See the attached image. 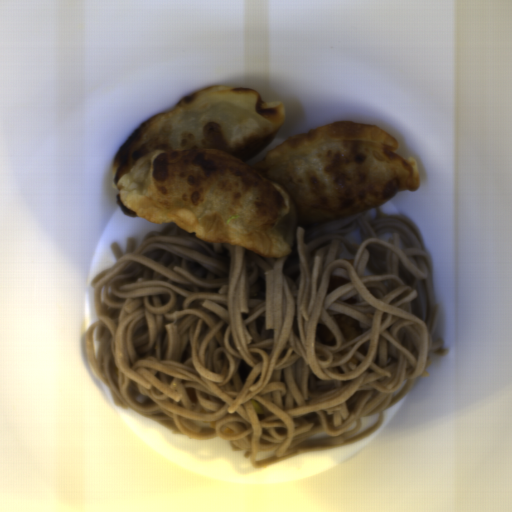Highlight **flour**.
<instances>
[{
    "label": "flour",
    "instance_id": "c2a2500e",
    "mask_svg": "<svg viewBox=\"0 0 512 512\" xmlns=\"http://www.w3.org/2000/svg\"><path fill=\"white\" fill-rule=\"evenodd\" d=\"M284 102L251 87L206 86L147 118L111 163L115 204L132 218L174 223L204 242L264 258L288 255L296 226L321 225L381 207L421 184L415 158L377 125L324 123L267 148Z\"/></svg>",
    "mask_w": 512,
    "mask_h": 512
}]
</instances>
